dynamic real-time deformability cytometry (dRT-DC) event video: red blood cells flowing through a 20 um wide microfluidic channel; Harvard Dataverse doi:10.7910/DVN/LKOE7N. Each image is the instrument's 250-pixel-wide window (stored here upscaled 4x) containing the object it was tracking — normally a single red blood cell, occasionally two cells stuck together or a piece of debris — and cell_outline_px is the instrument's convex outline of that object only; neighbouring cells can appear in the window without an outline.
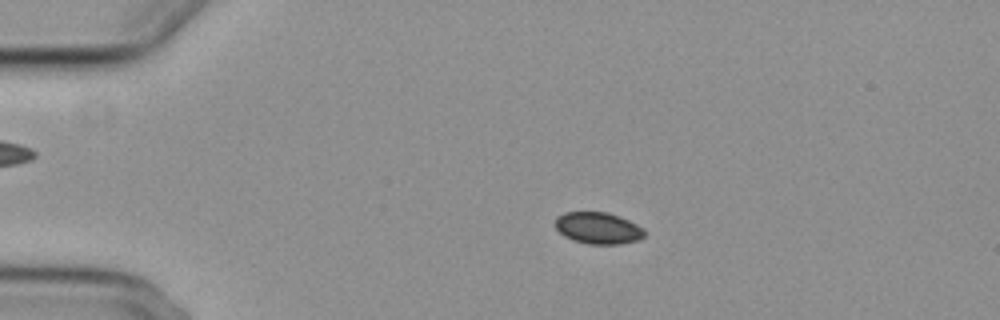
{"species": "common noctule bat (a hibernating species)", "species_latin": "Nyctalus noctula", "temperature_condition": "cold", "stored_images_in_passage": 56, "camera_frame_rate_fps": 3000, "um_per_image_px": 0.085, "animal": {"sex": "female", "body_mass_g": 29.2, "forearm_length_mm": 56.3}, "frame": {"image": 1, "passage_image": 12, "time_ms": 3.667, "image_size_px": [1000, 320], "cell_outline_px": [[644, 236], [640, 240], [620, 244], [588, 244], [572, 240], [564, 236], [556, 228], [556, 216], [564, 212], [608, 212], [620, 216], [644, 228]], "centroid_in_image_um": [50.85, 19.39], "position_along_channel_um": 34.2, "area_um2": 16.59}}
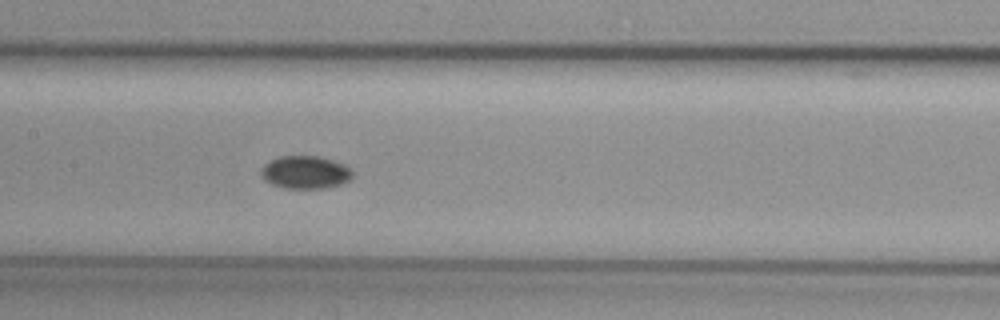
{"frame": {"image": 2, "passage_image": 28, "time_ms": 9.0, "image_size_px": [1000, 320], "cell_outline_px": [[352, 176], [344, 184], [324, 188], [280, 188], [264, 180], [260, 176], [260, 172], [264, 164], [280, 156], [320, 156], [344, 164], [352, 168]], "centroid_in_image_um": [25.95, 14.65], "position_along_channel_um": 181.4, "area_um2": 17.69}}
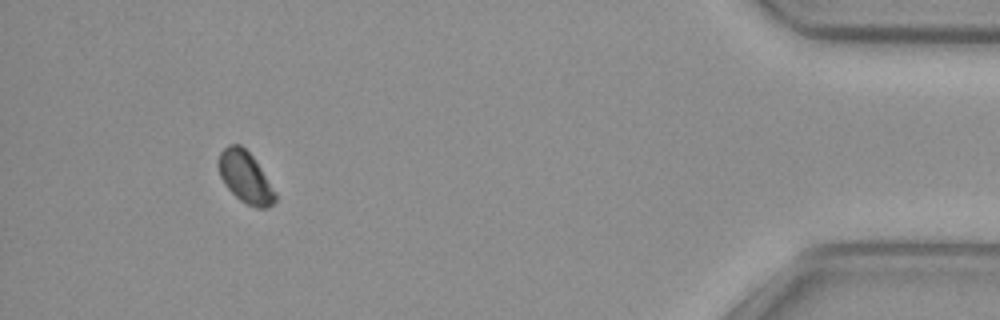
{"frame": {"image": 3, "passage_image": 52, "time_ms": 17.0, "image_size_px": [1000, 320], "cell_outline_px": [[276, 200], [268, 208], [256, 208], [240, 200], [224, 184], [220, 176], [216, 164], [216, 160], [220, 152], [228, 144], [240, 144], [252, 156], [276, 192]], "centroid_in_image_um": [20.81, 15.05], "position_along_channel_um": 414.4, "area_um2": 16.99}}